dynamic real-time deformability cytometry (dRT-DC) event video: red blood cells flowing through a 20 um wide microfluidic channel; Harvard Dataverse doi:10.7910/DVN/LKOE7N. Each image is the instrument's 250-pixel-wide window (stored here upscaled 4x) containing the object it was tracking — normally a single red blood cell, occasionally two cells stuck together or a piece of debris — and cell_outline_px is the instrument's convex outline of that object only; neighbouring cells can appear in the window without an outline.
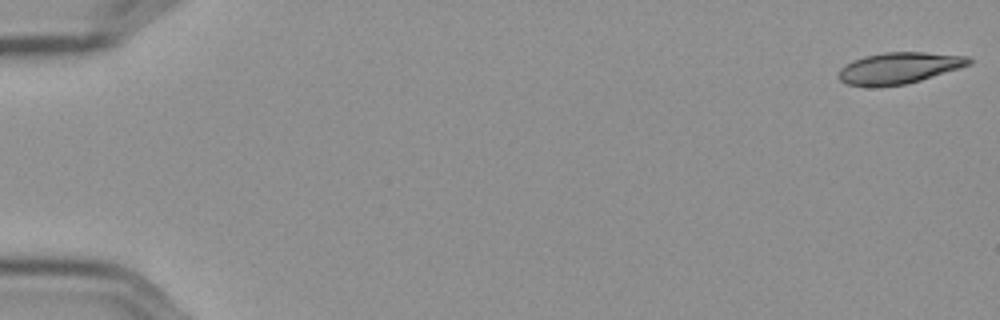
{"species": "Egyptian fruit bat (a non-hibernating species)", "species_latin": "Rousettus aegyptiacus", "temperature_condition": "cold", "stored_images_in_passage": 57, "camera_frame_rate_fps": 3000, "um_per_image_px": 0.085, "frame": {"image": 1, "passage_image": 1, "time_ms": 0.0, "image_size_px": [1000, 320], "cell_outline_px": [[972, 64], [960, 68], [920, 80], [904, 84], [844, 84], [836, 76], [840, 68], [844, 64], [852, 60], [864, 56], [884, 52], [924, 52], [968, 56], [972, 60]], "centroid_in_image_um": [76.43, 5.74], "position_along_channel_um": 8.6, "area_um2": 23.35}}
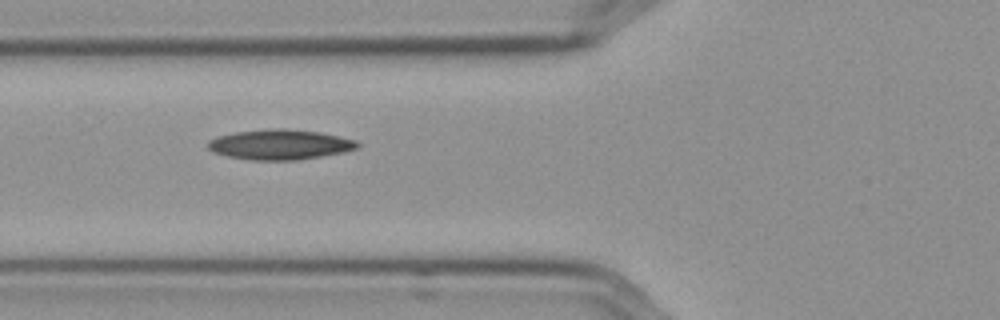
{"frame": {"image": 2, "passage_image": 22, "time_ms": 7.0, "image_size_px": [1000, 320], "cell_outline_px": [[360, 144], [356, 148], [344, 152], [296, 160], [252, 160], [228, 156], [212, 152], [208, 148], [208, 140], [216, 136], [236, 132], [272, 128], [284, 128], [320, 132], [340, 136], [356, 140]], "centroid_in_image_um": [23.78, 12.28], "position_along_channel_um": 102.0, "area_um2": 26.24}}
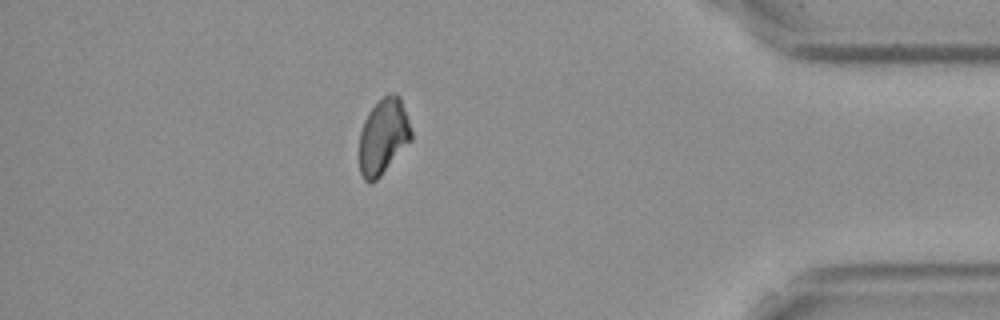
{"frame": {"image": 3, "passage_image": 50, "time_ms": 16.333, "image_size_px": [1000, 320], "cell_outline_px": [[412, 140], [380, 176], [376, 180], [364, 180], [360, 172], [360, 132], [364, 120], [368, 112], [388, 92], [396, 92], [400, 96], [412, 132]], "centroid_in_image_um": [32.59, 11.56], "position_along_channel_um": 402.6, "area_um2": 22.72}}